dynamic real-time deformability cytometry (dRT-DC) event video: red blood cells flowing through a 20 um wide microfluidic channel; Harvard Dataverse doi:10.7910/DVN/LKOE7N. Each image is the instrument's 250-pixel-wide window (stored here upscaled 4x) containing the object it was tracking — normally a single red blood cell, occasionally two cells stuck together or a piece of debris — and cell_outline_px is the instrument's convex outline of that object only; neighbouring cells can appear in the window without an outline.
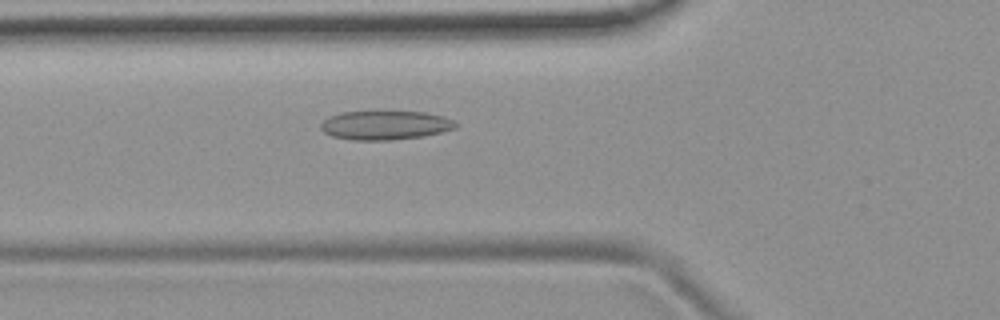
{"species": "common noctule bat (a hibernating species)", "species_latin": "Nyctalus noctula", "temperature_condition": "room temperature", "stored_images_in_passage": 53, "camera_frame_rate_fps": 3000, "um_per_image_px": 0.085, "animal": {"sex": "female", "body_mass_g": 19.9}, "frame": {"image": 1, "passage_image": 19, "time_ms": 6.0, "image_size_px": [1000, 320], "cell_outline_px": [[456, 128], [424, 136], [392, 140], [356, 140], [332, 136], [324, 132], [320, 128], [320, 124], [328, 116], [344, 112], [380, 108], [424, 112], [444, 116], [452, 120], [456, 124]], "centroid_in_image_um": [32.72, 10.59], "position_along_channel_um": 93.1, "area_um2": 23.76}}
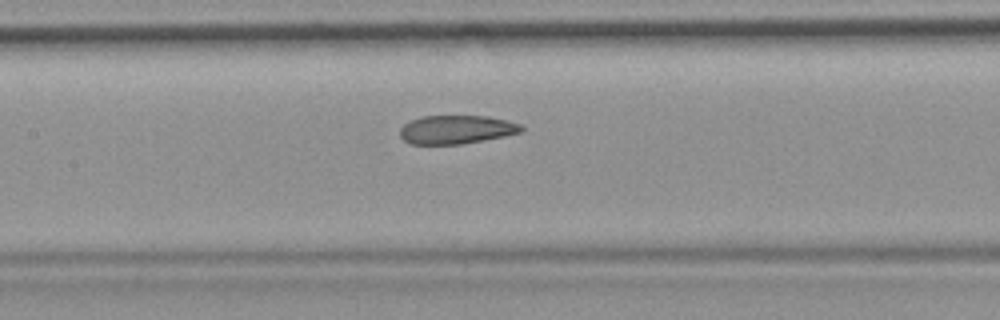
{"frame": {"image": 2, "passage_image": 25, "time_ms": 8.0, "image_size_px": [1000, 320], "cell_outline_px": [[524, 128], [520, 132], [504, 136], [460, 144], [412, 144], [404, 140], [400, 136], [400, 128], [404, 124], [420, 116], [488, 116], [508, 120], [520, 124]], "centroid_in_image_um": [38.78, 11.0], "position_along_channel_um": 168.6, "area_um2": 20.11}}
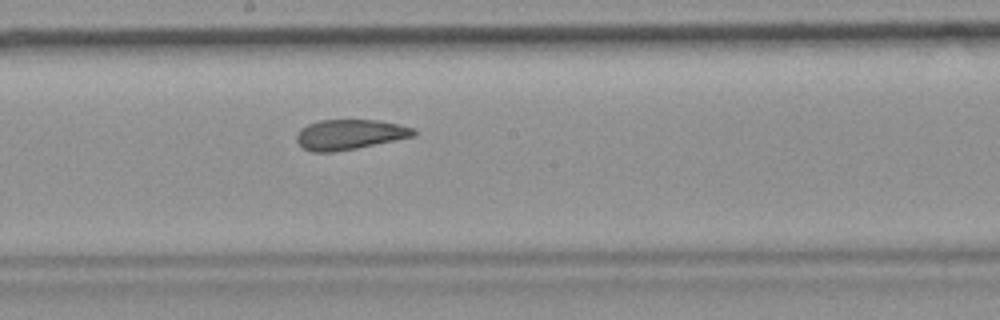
{"frame": {"image": 3, "passage_image": 29, "time_ms": 9.333, "image_size_px": [1000, 320], "cell_outline_px": [[416, 132], [412, 136], [356, 148], [332, 152], [312, 152], [304, 148], [296, 140], [296, 136], [300, 128], [308, 124], [320, 120], [376, 120], [396, 124], [412, 128]], "centroid_in_image_um": [29.64, 11.43], "position_along_channel_um": 218.6, "area_um2": 20.11}, "authors_computed_cell_mechanics": {"area_um2": 22.1952, "velocity_mm_per_s": 3.7651, "shape_relaxation_time_tau1_ms": null, "shape_relaxation_time_tau2_ms": 1.6704, "deformation_change_tau1": null, "deformation_change_tau2": 0.0869}}